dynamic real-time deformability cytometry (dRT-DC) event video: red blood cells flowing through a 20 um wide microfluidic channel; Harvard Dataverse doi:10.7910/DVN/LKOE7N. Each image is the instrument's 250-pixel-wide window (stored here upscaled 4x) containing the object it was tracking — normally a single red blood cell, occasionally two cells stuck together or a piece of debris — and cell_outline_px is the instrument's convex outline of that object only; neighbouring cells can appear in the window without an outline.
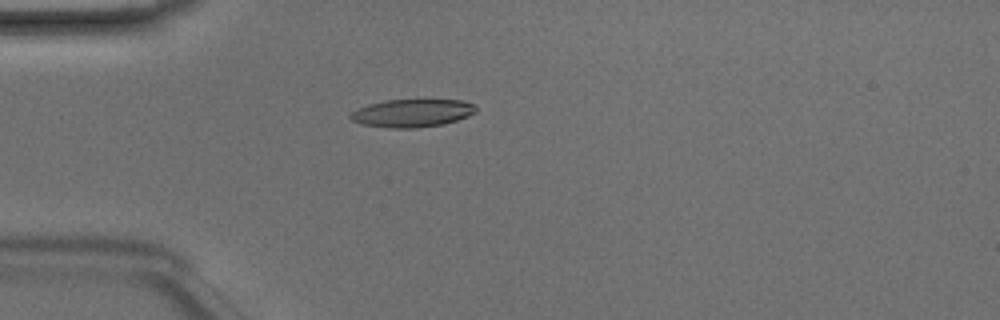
{"species": "Egyptian fruit bat (a non-hibernating species)", "species_latin": "Rousettus aegyptiacus", "temperature_condition": "room temperature", "stored_images_in_passage": 49, "camera_frame_rate_fps": 3000, "um_per_image_px": 0.085, "animal": {"sex": "male"}, "frame": {"image": 1, "passage_image": 14, "time_ms": 4.333, "image_size_px": [1000, 320], "cell_outline_px": [[476, 112], [468, 116], [444, 124], [416, 128], [388, 128], [360, 124], [352, 120], [348, 116], [352, 112], [368, 104], [388, 100], [460, 100], [476, 104]], "centroid_in_image_um": [35.04, 9.62], "position_along_channel_um": 50.0, "area_um2": 20.4}}
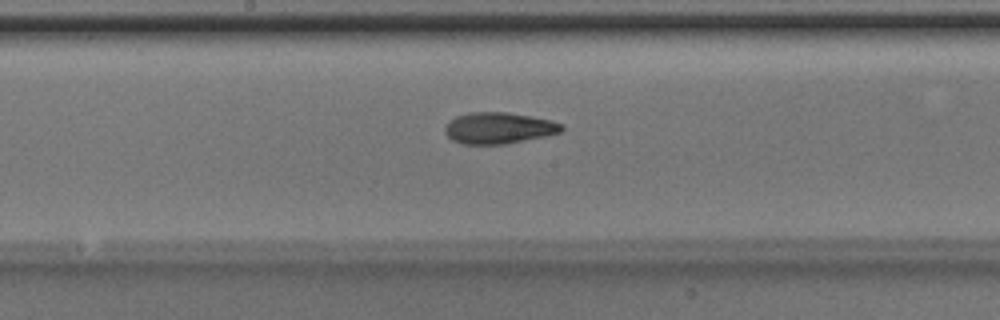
{"frame": {"image": 2, "passage_image": 26, "time_ms": 8.333, "image_size_px": [1000, 320], "cell_outline_px": [[564, 128], [560, 132], [544, 136], [504, 144], [460, 144], [452, 140], [444, 132], [444, 128], [456, 116], [468, 112], [508, 112], [532, 116], [552, 120], [564, 124]], "centroid_in_image_um": [42.4, 10.87], "position_along_channel_um": 205.8, "area_um2": 21.33}}
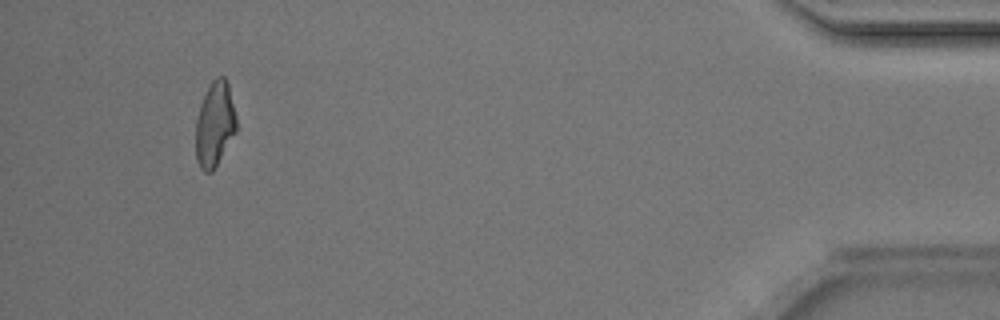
{"frame": {"image": 3, "passage_image": 46, "time_ms": 15.0, "image_size_px": [1000, 320], "cell_outline_px": [[236, 132], [212, 172], [204, 172], [200, 168], [196, 160], [196, 120], [200, 104], [212, 80], [216, 76], [224, 76], [228, 84], [236, 116]], "centroid_in_image_um": [18.25, 10.57], "position_along_channel_um": 417.0, "area_um2": 20.0}, "authors_computed_cell_mechanics": {"area_um2": 20.6924, "velocity_mm_per_s": 4.2151, "shape_relaxation_time_tau1_ms": 4.8421, "shape_relaxation_time_tau2_ms": 2.6789, "deformation_change_tau1": 0.156, "deformation_change_tau2": 0.1024}}